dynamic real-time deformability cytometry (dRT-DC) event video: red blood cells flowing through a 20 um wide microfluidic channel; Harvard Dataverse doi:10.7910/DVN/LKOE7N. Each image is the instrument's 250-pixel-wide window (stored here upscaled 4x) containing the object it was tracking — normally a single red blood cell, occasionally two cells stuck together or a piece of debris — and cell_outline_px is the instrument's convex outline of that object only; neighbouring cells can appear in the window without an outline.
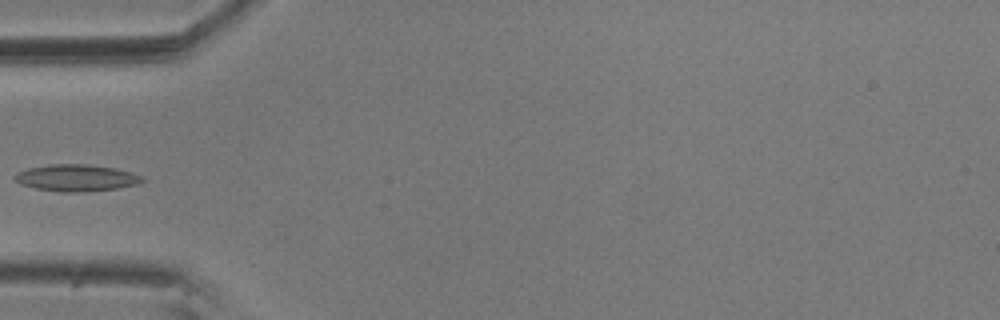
{"species": "common noctule bat (a hibernating species)", "species_latin": "Nyctalus noctula", "temperature_condition": "room temperature", "stored_images_in_passage": 1, "camera_frame_rate_fps": 3000, "um_per_image_px": 0.085, "animal": {"sex": "male", "body_mass_g": 20.5, "forearm_length_mm": 52.5}, "frame": {"image": 1, "passage_image": 1, "time_ms": 0.0, "image_size_px": [1000, 320], "cell_outline_px": [[144, 180], [140, 184], [116, 188], [84, 192], [60, 192], [36, 188], [20, 184], [16, 180], [16, 176], [20, 172], [28, 168], [52, 164], [88, 164], [116, 168], [132, 172], [140, 176]], "centroid_in_image_um": [6.54, 15.12], "position_along_channel_um": 78.5, "area_um2": 19.71}}